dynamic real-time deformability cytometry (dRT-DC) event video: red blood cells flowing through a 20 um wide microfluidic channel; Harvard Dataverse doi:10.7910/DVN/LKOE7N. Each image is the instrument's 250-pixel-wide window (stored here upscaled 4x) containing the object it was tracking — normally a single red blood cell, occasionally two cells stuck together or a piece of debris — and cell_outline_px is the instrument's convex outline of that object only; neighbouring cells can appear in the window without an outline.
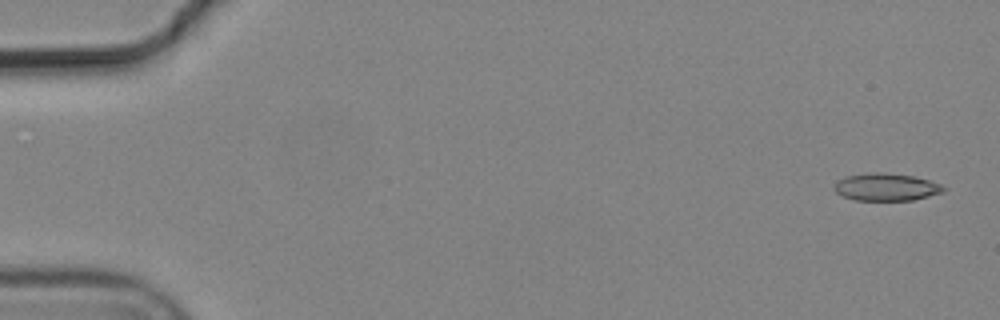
{"species": "common noctule bat (a hibernating species)", "species_latin": "Nyctalus noctula", "temperature_condition": "cold", "stored_images_in_passage": 5, "camera_frame_rate_fps": 3000, "um_per_image_px": 0.085, "animal": {"sex": "male", "body_mass_g": 19.2, "forearm_length_mm": 51.8}, "frame": {"image": 1, "passage_image": 1, "time_ms": 0.0, "image_size_px": [1000, 320], "cell_outline_px": [[948, 188], [944, 192], [912, 200], [856, 200], [844, 196], [836, 192], [832, 188], [836, 180], [844, 176], [872, 172], [884, 172], [912, 176], [928, 180], [940, 184]], "centroid_in_image_um": [75.3, 15.89], "position_along_channel_um": 9.7, "area_um2": 17.57}}
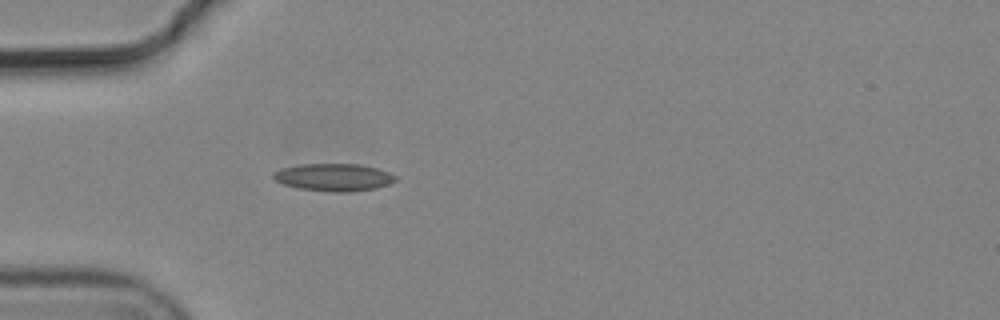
{"frame": {"image": 2, "passage_image": 5, "time_ms": 1.333, "image_size_px": [1000, 320], "cell_outline_px": [[396, 180], [388, 184], [376, 188], [348, 192], [336, 192], [300, 188], [284, 184], [276, 180], [272, 176], [272, 172], [280, 168], [300, 164], [360, 164], [376, 168], [388, 172], [396, 176]], "centroid_in_image_um": [28.35, 15.06], "position_along_channel_um": 56.6, "area_um2": 19.42}}